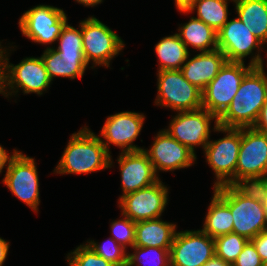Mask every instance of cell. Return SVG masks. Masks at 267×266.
Returning <instances> with one entry per match:
<instances>
[{
  "mask_svg": "<svg viewBox=\"0 0 267 266\" xmlns=\"http://www.w3.org/2000/svg\"><path fill=\"white\" fill-rule=\"evenodd\" d=\"M176 225L159 218L136 222L134 246L170 250Z\"/></svg>",
  "mask_w": 267,
  "mask_h": 266,
  "instance_id": "20",
  "label": "cell"
},
{
  "mask_svg": "<svg viewBox=\"0 0 267 266\" xmlns=\"http://www.w3.org/2000/svg\"><path fill=\"white\" fill-rule=\"evenodd\" d=\"M158 96L155 103L178 112L202 108V91L189 83L180 69L158 71Z\"/></svg>",
  "mask_w": 267,
  "mask_h": 266,
  "instance_id": "8",
  "label": "cell"
},
{
  "mask_svg": "<svg viewBox=\"0 0 267 266\" xmlns=\"http://www.w3.org/2000/svg\"><path fill=\"white\" fill-rule=\"evenodd\" d=\"M5 51L1 50L0 93H5V96H8L7 90H4L7 86L13 90L9 92L10 95L12 92H18L14 91V86L17 85L16 87L23 89L24 94L30 92L43 94L42 91L49 87L51 79L42 58H26L14 66L8 64L9 59L6 58V55H3Z\"/></svg>",
  "mask_w": 267,
  "mask_h": 266,
  "instance_id": "6",
  "label": "cell"
},
{
  "mask_svg": "<svg viewBox=\"0 0 267 266\" xmlns=\"http://www.w3.org/2000/svg\"><path fill=\"white\" fill-rule=\"evenodd\" d=\"M250 241L254 244L265 266H267V229L260 232Z\"/></svg>",
  "mask_w": 267,
  "mask_h": 266,
  "instance_id": "34",
  "label": "cell"
},
{
  "mask_svg": "<svg viewBox=\"0 0 267 266\" xmlns=\"http://www.w3.org/2000/svg\"><path fill=\"white\" fill-rule=\"evenodd\" d=\"M196 0H175L176 7L181 12H188Z\"/></svg>",
  "mask_w": 267,
  "mask_h": 266,
  "instance_id": "38",
  "label": "cell"
},
{
  "mask_svg": "<svg viewBox=\"0 0 267 266\" xmlns=\"http://www.w3.org/2000/svg\"><path fill=\"white\" fill-rule=\"evenodd\" d=\"M41 58L51 81L55 76L82 78L88 65L85 58H61L55 49L48 47Z\"/></svg>",
  "mask_w": 267,
  "mask_h": 266,
  "instance_id": "23",
  "label": "cell"
},
{
  "mask_svg": "<svg viewBox=\"0 0 267 266\" xmlns=\"http://www.w3.org/2000/svg\"><path fill=\"white\" fill-rule=\"evenodd\" d=\"M262 44L239 18L227 21L217 32V46L227 62H244L243 58Z\"/></svg>",
  "mask_w": 267,
  "mask_h": 266,
  "instance_id": "16",
  "label": "cell"
},
{
  "mask_svg": "<svg viewBox=\"0 0 267 266\" xmlns=\"http://www.w3.org/2000/svg\"><path fill=\"white\" fill-rule=\"evenodd\" d=\"M78 3L84 4L85 6H95L102 2V0H76Z\"/></svg>",
  "mask_w": 267,
  "mask_h": 266,
  "instance_id": "41",
  "label": "cell"
},
{
  "mask_svg": "<svg viewBox=\"0 0 267 266\" xmlns=\"http://www.w3.org/2000/svg\"><path fill=\"white\" fill-rule=\"evenodd\" d=\"M267 179V134L253 127L241 128V145L235 185H253Z\"/></svg>",
  "mask_w": 267,
  "mask_h": 266,
  "instance_id": "5",
  "label": "cell"
},
{
  "mask_svg": "<svg viewBox=\"0 0 267 266\" xmlns=\"http://www.w3.org/2000/svg\"><path fill=\"white\" fill-rule=\"evenodd\" d=\"M248 241L234 232L218 236L214 238L215 255L232 265Z\"/></svg>",
  "mask_w": 267,
  "mask_h": 266,
  "instance_id": "28",
  "label": "cell"
},
{
  "mask_svg": "<svg viewBox=\"0 0 267 266\" xmlns=\"http://www.w3.org/2000/svg\"><path fill=\"white\" fill-rule=\"evenodd\" d=\"M17 150H14L13 155L8 156V153L6 152V150H4V148L0 145V173L2 172L4 166L6 165V163L10 162V160L14 157V155L17 153Z\"/></svg>",
  "mask_w": 267,
  "mask_h": 266,
  "instance_id": "37",
  "label": "cell"
},
{
  "mask_svg": "<svg viewBox=\"0 0 267 266\" xmlns=\"http://www.w3.org/2000/svg\"><path fill=\"white\" fill-rule=\"evenodd\" d=\"M227 62L220 49L201 52L181 67L184 78L203 91Z\"/></svg>",
  "mask_w": 267,
  "mask_h": 266,
  "instance_id": "19",
  "label": "cell"
},
{
  "mask_svg": "<svg viewBox=\"0 0 267 266\" xmlns=\"http://www.w3.org/2000/svg\"><path fill=\"white\" fill-rule=\"evenodd\" d=\"M119 221L111 223V230L113 233V239L124 248L126 245L133 247L135 242V226L136 223L130 218L126 217Z\"/></svg>",
  "mask_w": 267,
  "mask_h": 266,
  "instance_id": "32",
  "label": "cell"
},
{
  "mask_svg": "<svg viewBox=\"0 0 267 266\" xmlns=\"http://www.w3.org/2000/svg\"><path fill=\"white\" fill-rule=\"evenodd\" d=\"M262 62L259 54L252 58L247 67L244 62H226L202 91V108L219 118L230 106L244 76L253 67H262Z\"/></svg>",
  "mask_w": 267,
  "mask_h": 266,
  "instance_id": "4",
  "label": "cell"
},
{
  "mask_svg": "<svg viewBox=\"0 0 267 266\" xmlns=\"http://www.w3.org/2000/svg\"><path fill=\"white\" fill-rule=\"evenodd\" d=\"M143 151L148 155L156 173L157 170L172 171L189 167L196 159L195 152L179 143L165 130L159 131L152 147Z\"/></svg>",
  "mask_w": 267,
  "mask_h": 266,
  "instance_id": "15",
  "label": "cell"
},
{
  "mask_svg": "<svg viewBox=\"0 0 267 266\" xmlns=\"http://www.w3.org/2000/svg\"><path fill=\"white\" fill-rule=\"evenodd\" d=\"M178 30V35L186 47L191 45L202 52L218 49L217 32L198 18L191 17L190 21ZM211 45L213 47L209 48Z\"/></svg>",
  "mask_w": 267,
  "mask_h": 266,
  "instance_id": "22",
  "label": "cell"
},
{
  "mask_svg": "<svg viewBox=\"0 0 267 266\" xmlns=\"http://www.w3.org/2000/svg\"><path fill=\"white\" fill-rule=\"evenodd\" d=\"M1 49H2V47L0 48V69H1Z\"/></svg>",
  "mask_w": 267,
  "mask_h": 266,
  "instance_id": "42",
  "label": "cell"
},
{
  "mask_svg": "<svg viewBox=\"0 0 267 266\" xmlns=\"http://www.w3.org/2000/svg\"><path fill=\"white\" fill-rule=\"evenodd\" d=\"M9 249V243L6 242L4 239L0 238V266H2L3 262L7 257Z\"/></svg>",
  "mask_w": 267,
  "mask_h": 266,
  "instance_id": "40",
  "label": "cell"
},
{
  "mask_svg": "<svg viewBox=\"0 0 267 266\" xmlns=\"http://www.w3.org/2000/svg\"><path fill=\"white\" fill-rule=\"evenodd\" d=\"M59 46L55 49L61 58H85L82 45V30H77L67 23L58 37Z\"/></svg>",
  "mask_w": 267,
  "mask_h": 266,
  "instance_id": "27",
  "label": "cell"
},
{
  "mask_svg": "<svg viewBox=\"0 0 267 266\" xmlns=\"http://www.w3.org/2000/svg\"><path fill=\"white\" fill-rule=\"evenodd\" d=\"M109 242V243H108ZM87 244L97 255L103 257L106 261L116 266H127V253L125 248L118 244L113 238L108 239L103 245H98L94 241H90Z\"/></svg>",
  "mask_w": 267,
  "mask_h": 266,
  "instance_id": "29",
  "label": "cell"
},
{
  "mask_svg": "<svg viewBox=\"0 0 267 266\" xmlns=\"http://www.w3.org/2000/svg\"><path fill=\"white\" fill-rule=\"evenodd\" d=\"M238 18L262 43L267 42V0H233Z\"/></svg>",
  "mask_w": 267,
  "mask_h": 266,
  "instance_id": "21",
  "label": "cell"
},
{
  "mask_svg": "<svg viewBox=\"0 0 267 266\" xmlns=\"http://www.w3.org/2000/svg\"><path fill=\"white\" fill-rule=\"evenodd\" d=\"M212 119L218 124V118L204 108L179 112L171 121L169 129L165 131L194 152V146L202 145L205 148L208 144Z\"/></svg>",
  "mask_w": 267,
  "mask_h": 266,
  "instance_id": "14",
  "label": "cell"
},
{
  "mask_svg": "<svg viewBox=\"0 0 267 266\" xmlns=\"http://www.w3.org/2000/svg\"><path fill=\"white\" fill-rule=\"evenodd\" d=\"M215 131L227 132L216 141H209L204 148L206 160L216 174L214 188L235 185V170L241 145V128H225L215 124Z\"/></svg>",
  "mask_w": 267,
  "mask_h": 266,
  "instance_id": "7",
  "label": "cell"
},
{
  "mask_svg": "<svg viewBox=\"0 0 267 266\" xmlns=\"http://www.w3.org/2000/svg\"><path fill=\"white\" fill-rule=\"evenodd\" d=\"M214 255V238L202 230L181 231L173 238L170 266H203Z\"/></svg>",
  "mask_w": 267,
  "mask_h": 266,
  "instance_id": "12",
  "label": "cell"
},
{
  "mask_svg": "<svg viewBox=\"0 0 267 266\" xmlns=\"http://www.w3.org/2000/svg\"><path fill=\"white\" fill-rule=\"evenodd\" d=\"M144 118L143 114L129 111L109 116L100 133L106 139L102 143L108 153L110 143L123 148L122 152L143 150L132 143L141 131Z\"/></svg>",
  "mask_w": 267,
  "mask_h": 266,
  "instance_id": "17",
  "label": "cell"
},
{
  "mask_svg": "<svg viewBox=\"0 0 267 266\" xmlns=\"http://www.w3.org/2000/svg\"><path fill=\"white\" fill-rule=\"evenodd\" d=\"M231 266H265L254 244L249 240Z\"/></svg>",
  "mask_w": 267,
  "mask_h": 266,
  "instance_id": "33",
  "label": "cell"
},
{
  "mask_svg": "<svg viewBox=\"0 0 267 266\" xmlns=\"http://www.w3.org/2000/svg\"><path fill=\"white\" fill-rule=\"evenodd\" d=\"M214 193L230 208L234 233L251 240L267 229L261 196L253 186L224 185Z\"/></svg>",
  "mask_w": 267,
  "mask_h": 266,
  "instance_id": "1",
  "label": "cell"
},
{
  "mask_svg": "<svg viewBox=\"0 0 267 266\" xmlns=\"http://www.w3.org/2000/svg\"><path fill=\"white\" fill-rule=\"evenodd\" d=\"M86 62L109 67L110 60L124 47L118 35L95 17L80 22Z\"/></svg>",
  "mask_w": 267,
  "mask_h": 266,
  "instance_id": "9",
  "label": "cell"
},
{
  "mask_svg": "<svg viewBox=\"0 0 267 266\" xmlns=\"http://www.w3.org/2000/svg\"><path fill=\"white\" fill-rule=\"evenodd\" d=\"M111 165V155L102 143V139L84 127L72 134L54 170L59 174H86L109 168Z\"/></svg>",
  "mask_w": 267,
  "mask_h": 266,
  "instance_id": "3",
  "label": "cell"
},
{
  "mask_svg": "<svg viewBox=\"0 0 267 266\" xmlns=\"http://www.w3.org/2000/svg\"><path fill=\"white\" fill-rule=\"evenodd\" d=\"M253 128L257 131L267 134V96L266 100L260 110L257 121L253 125Z\"/></svg>",
  "mask_w": 267,
  "mask_h": 266,
  "instance_id": "35",
  "label": "cell"
},
{
  "mask_svg": "<svg viewBox=\"0 0 267 266\" xmlns=\"http://www.w3.org/2000/svg\"><path fill=\"white\" fill-rule=\"evenodd\" d=\"M155 51L160 62L159 71L181 69L190 53L178 33L161 39Z\"/></svg>",
  "mask_w": 267,
  "mask_h": 266,
  "instance_id": "24",
  "label": "cell"
},
{
  "mask_svg": "<svg viewBox=\"0 0 267 266\" xmlns=\"http://www.w3.org/2000/svg\"><path fill=\"white\" fill-rule=\"evenodd\" d=\"M132 248L135 250V253L127 255V266H133V265L135 266V264L142 261L141 259L142 256L149 257V255L153 256V254L155 257L152 256L151 257L153 258V260L154 259L155 260L154 261L151 260L152 258L150 257L151 258L150 262L152 261L155 264H153L152 266H170V250L157 247H139V246H133Z\"/></svg>",
  "mask_w": 267,
  "mask_h": 266,
  "instance_id": "30",
  "label": "cell"
},
{
  "mask_svg": "<svg viewBox=\"0 0 267 266\" xmlns=\"http://www.w3.org/2000/svg\"><path fill=\"white\" fill-rule=\"evenodd\" d=\"M267 96V76L262 67H253L242 79L230 106L218 118L225 128L253 127Z\"/></svg>",
  "mask_w": 267,
  "mask_h": 266,
  "instance_id": "2",
  "label": "cell"
},
{
  "mask_svg": "<svg viewBox=\"0 0 267 266\" xmlns=\"http://www.w3.org/2000/svg\"><path fill=\"white\" fill-rule=\"evenodd\" d=\"M118 163L121 170L122 196L159 181L152 162L143 150L122 152Z\"/></svg>",
  "mask_w": 267,
  "mask_h": 266,
  "instance_id": "18",
  "label": "cell"
},
{
  "mask_svg": "<svg viewBox=\"0 0 267 266\" xmlns=\"http://www.w3.org/2000/svg\"><path fill=\"white\" fill-rule=\"evenodd\" d=\"M66 23L67 17L64 11L49 5L34 7L26 11L19 20L23 35L41 44L58 40Z\"/></svg>",
  "mask_w": 267,
  "mask_h": 266,
  "instance_id": "10",
  "label": "cell"
},
{
  "mask_svg": "<svg viewBox=\"0 0 267 266\" xmlns=\"http://www.w3.org/2000/svg\"><path fill=\"white\" fill-rule=\"evenodd\" d=\"M3 182L18 199L37 211L39 179L33 158L18 151L7 165Z\"/></svg>",
  "mask_w": 267,
  "mask_h": 266,
  "instance_id": "11",
  "label": "cell"
},
{
  "mask_svg": "<svg viewBox=\"0 0 267 266\" xmlns=\"http://www.w3.org/2000/svg\"><path fill=\"white\" fill-rule=\"evenodd\" d=\"M227 0H196L188 12L197 9L198 19L218 32L228 21Z\"/></svg>",
  "mask_w": 267,
  "mask_h": 266,
  "instance_id": "26",
  "label": "cell"
},
{
  "mask_svg": "<svg viewBox=\"0 0 267 266\" xmlns=\"http://www.w3.org/2000/svg\"><path fill=\"white\" fill-rule=\"evenodd\" d=\"M211 238L233 232V215L230 208L214 193L202 229Z\"/></svg>",
  "mask_w": 267,
  "mask_h": 266,
  "instance_id": "25",
  "label": "cell"
},
{
  "mask_svg": "<svg viewBox=\"0 0 267 266\" xmlns=\"http://www.w3.org/2000/svg\"><path fill=\"white\" fill-rule=\"evenodd\" d=\"M71 254L67 257L70 266H116L97 255L87 245H80Z\"/></svg>",
  "mask_w": 267,
  "mask_h": 266,
  "instance_id": "31",
  "label": "cell"
},
{
  "mask_svg": "<svg viewBox=\"0 0 267 266\" xmlns=\"http://www.w3.org/2000/svg\"><path fill=\"white\" fill-rule=\"evenodd\" d=\"M203 266H231V264L214 255Z\"/></svg>",
  "mask_w": 267,
  "mask_h": 266,
  "instance_id": "39",
  "label": "cell"
},
{
  "mask_svg": "<svg viewBox=\"0 0 267 266\" xmlns=\"http://www.w3.org/2000/svg\"><path fill=\"white\" fill-rule=\"evenodd\" d=\"M252 186L257 190V192L261 196V201L265 212V219L267 222V179L256 182Z\"/></svg>",
  "mask_w": 267,
  "mask_h": 266,
  "instance_id": "36",
  "label": "cell"
},
{
  "mask_svg": "<svg viewBox=\"0 0 267 266\" xmlns=\"http://www.w3.org/2000/svg\"><path fill=\"white\" fill-rule=\"evenodd\" d=\"M168 189L159 180L119 198L122 215L139 222L159 218L167 204Z\"/></svg>",
  "mask_w": 267,
  "mask_h": 266,
  "instance_id": "13",
  "label": "cell"
}]
</instances>
